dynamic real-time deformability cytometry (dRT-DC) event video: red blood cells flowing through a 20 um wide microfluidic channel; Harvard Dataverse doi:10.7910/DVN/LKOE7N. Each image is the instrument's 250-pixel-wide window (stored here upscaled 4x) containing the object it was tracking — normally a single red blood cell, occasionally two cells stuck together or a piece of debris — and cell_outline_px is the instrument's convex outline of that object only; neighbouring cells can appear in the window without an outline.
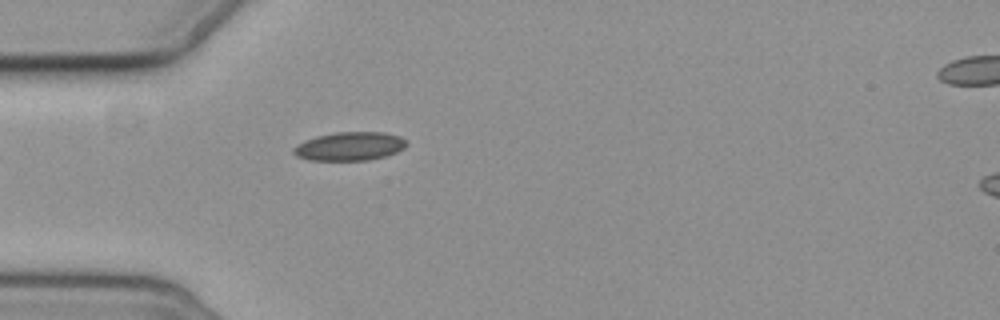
{"species": "common noctule bat (a hibernating species)", "species_latin": "Nyctalus noctula", "temperature_condition": "cold", "stored_images_in_passage": 6, "camera_frame_rate_fps": 3000, "um_per_image_px": 0.085, "animal": {"sex": "female", "body_mass_g": 19.3, "forearm_length_mm": 54.1}, "frame": {"image": 1, "passage_image": 6, "time_ms": 5.667, "image_size_px": [1000, 320], "cell_outline_px": [[408, 144], [404, 148], [396, 152], [384, 156], [368, 160], [308, 160], [296, 156], [292, 152], [292, 148], [296, 144], [304, 140], [316, 136], [336, 132], [384, 132], [400, 136], [408, 140]], "centroid_in_image_um": [29.71, 12.42], "position_along_channel_um": 55.3, "area_um2": 19.02}}